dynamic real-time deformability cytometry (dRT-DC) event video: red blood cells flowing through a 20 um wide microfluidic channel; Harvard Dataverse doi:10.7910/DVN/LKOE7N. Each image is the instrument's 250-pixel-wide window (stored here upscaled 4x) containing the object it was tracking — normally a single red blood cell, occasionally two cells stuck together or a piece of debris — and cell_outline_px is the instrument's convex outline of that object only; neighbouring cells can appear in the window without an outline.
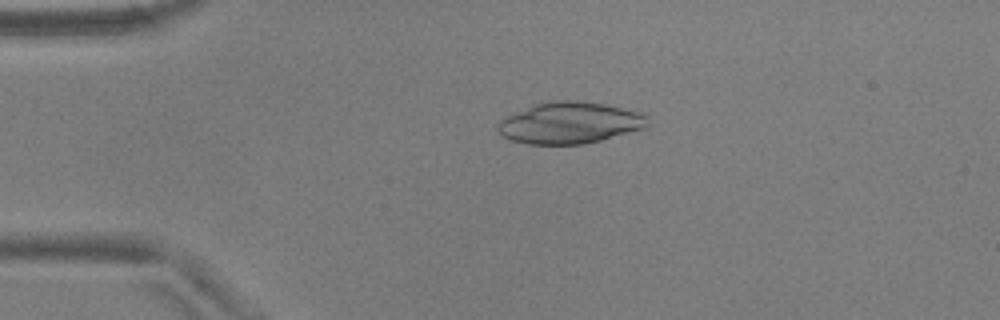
{"species": "common noctule bat (a hibernating species)", "species_latin": "Nyctalus noctula", "temperature_condition": "warm", "stored_images_in_passage": 46, "camera_frame_rate_fps": 3000, "um_per_image_px": 0.085, "animal": {"sex": "male", "body_mass_g": 17.9, "forearm_length_mm": 54.2}, "frame": {"image": 1, "passage_image": 4, "time_ms": 1.0, "image_size_px": [1000, 320], "cell_outline_px": [[648, 124], [644, 128], [600, 140], [584, 144], [528, 144], [512, 140], [496, 132], [496, 124], [500, 120], [508, 116], [536, 104], [552, 100], [576, 100], [604, 104], [640, 112], [648, 116]], "centroid_in_image_um": [48.42, 10.44], "position_along_channel_um": 36.6, "area_um2": 36.01}}
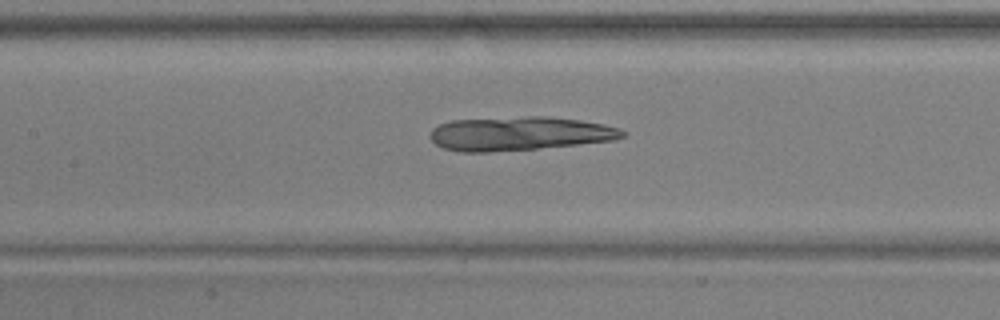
{"frame": {"image": 2, "passage_image": 17, "time_ms": 5.333, "image_size_px": [1000, 320], "cell_outline_px": [[624, 136], [612, 140], [576, 144], [536, 148], [488, 152], [460, 152], [444, 148], [436, 144], [428, 136], [432, 128], [440, 124], [452, 120], [528, 116], [544, 116], [580, 120], [604, 124], [620, 128], [624, 132]], "centroid_in_image_um": [44.1, 11.35], "position_along_channel_um": 163.3, "area_um2": 37.69}}
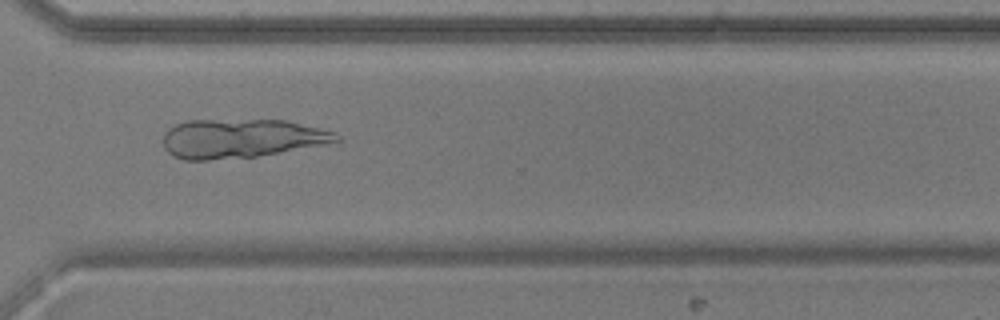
{"frame": {"image": 3, "passage_image": 32, "time_ms": 10.333, "image_size_px": [1000, 320], "cell_outline_px": [[340, 140], [320, 144], [256, 156], [208, 160], [184, 160], [168, 152], [164, 148], [164, 132], [168, 128], [176, 124], [188, 120], [288, 120], [336, 132], [340, 136]], "centroid_in_image_um": [20.46, 11.75], "position_along_channel_um": 350.1, "area_um2": 38.9}}